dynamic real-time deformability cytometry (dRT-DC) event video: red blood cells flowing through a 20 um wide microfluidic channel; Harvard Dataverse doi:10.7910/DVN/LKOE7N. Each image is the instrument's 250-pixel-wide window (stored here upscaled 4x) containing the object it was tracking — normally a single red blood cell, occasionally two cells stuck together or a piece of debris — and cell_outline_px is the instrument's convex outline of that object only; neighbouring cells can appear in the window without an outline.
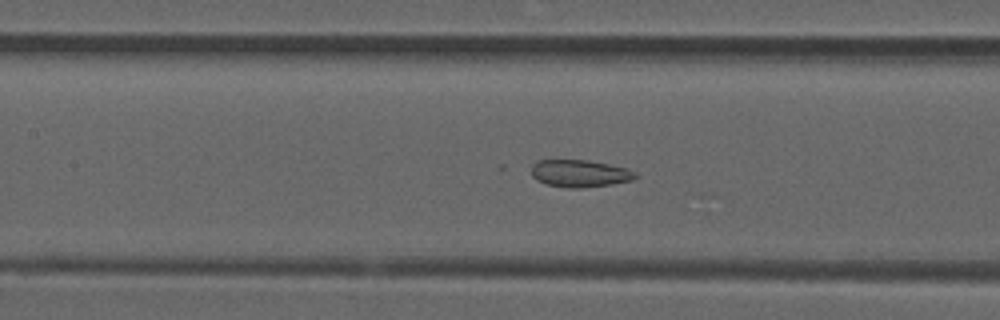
{"species": "common noctule bat (a hibernating species)", "species_latin": "Nyctalus noctula", "temperature_condition": "room temperature", "stored_images_in_passage": 48, "camera_frame_rate_fps": 3000, "um_per_image_px": 0.085, "animal": {"sex": "male", "forearm_length_mm": 52.5}, "frame": {"image": 1, "passage_image": 24, "time_ms": 7.667, "image_size_px": [1000, 320], "cell_outline_px": [[640, 176], [632, 180], [612, 184], [580, 188], [568, 188], [544, 184], [536, 180], [532, 176], [532, 164], [536, 160], [588, 160], [628, 168], [636, 172]], "centroid_in_image_um": [49.29, 14.74], "position_along_channel_um": 158.1, "area_um2": 16.76}}
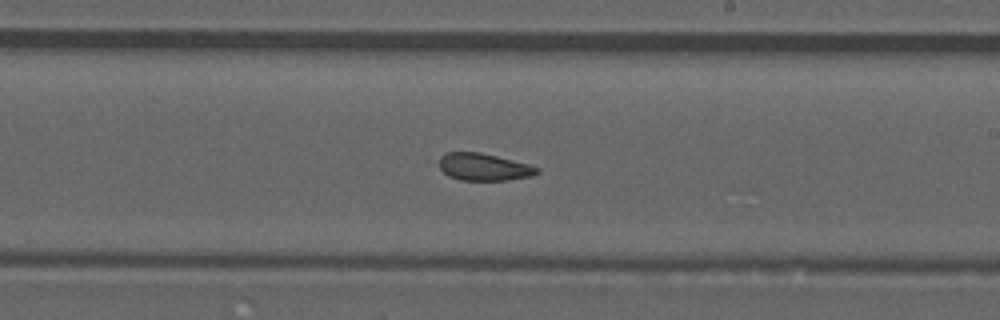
{"frame": {"image": 2, "passage_image": 31, "time_ms": 10.0, "image_size_px": [1000, 320], "cell_outline_px": [[540, 172], [532, 176], [508, 180], [460, 180], [448, 176], [428, 160], [444, 152], [480, 152], [528, 164], [540, 168]], "centroid_in_image_um": [40.94, 14.17], "position_along_channel_um": 248.1, "area_um2": 16.3}}
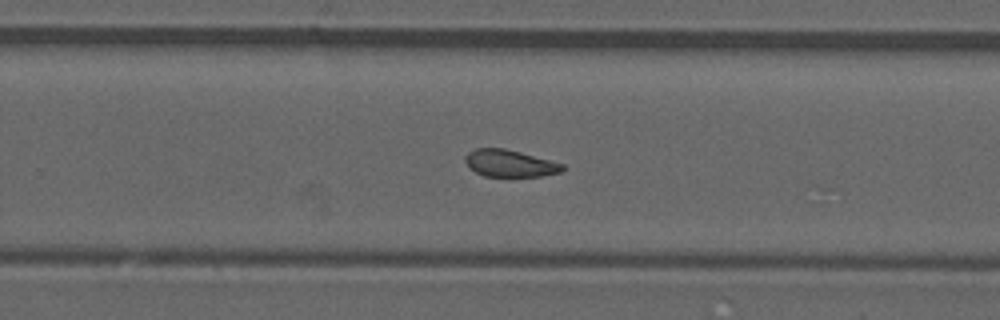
{"frame": {"image": 3, "passage_image": 34, "time_ms": 11.0, "image_size_px": [1000, 320], "cell_outline_px": [[564, 168], [560, 172], [540, 176], [484, 176], [468, 168], [464, 160], [464, 156], [468, 152], [476, 148], [504, 148], [520, 152], [564, 164]], "centroid_in_image_um": [43.28, 13.88], "position_along_channel_um": 286.5, "area_um2": 15.26}, "authors_computed_cell_mechanics": {"area_um2": 16.762, "velocity_mm_per_s": 3.8634, "shape_relaxation_time_tau1_ms": null, "shape_relaxation_time_tau2_ms": 2.12, "deformation_change_tau1": null, "deformation_change_tau2": 0.0728}}